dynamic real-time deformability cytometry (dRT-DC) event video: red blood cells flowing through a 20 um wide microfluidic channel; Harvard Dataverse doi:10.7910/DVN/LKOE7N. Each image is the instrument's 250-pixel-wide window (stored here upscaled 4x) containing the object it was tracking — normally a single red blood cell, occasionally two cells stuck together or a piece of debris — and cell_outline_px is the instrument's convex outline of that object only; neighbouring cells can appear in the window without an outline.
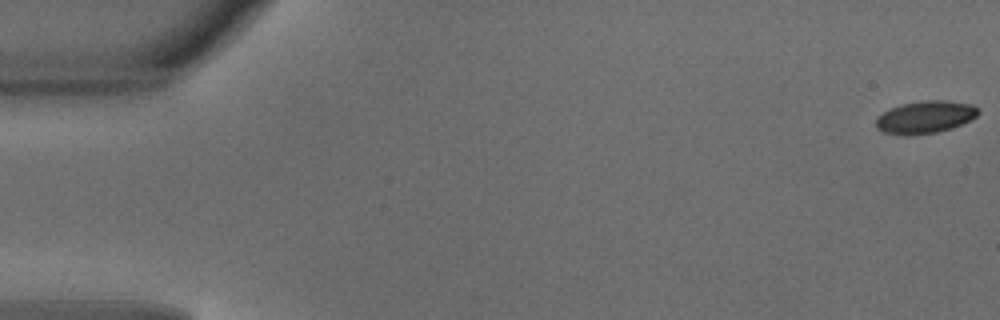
{"species": "common noctule bat (a hibernating species)", "species_latin": "Nyctalus noctula", "temperature_condition": "warm", "stored_images_in_passage": 49, "camera_frame_rate_fps": 3000, "um_per_image_px": 0.085, "animal": {"sex": "male", "body_mass_g": 18.8}, "frame": {"image": 1, "passage_image": 1, "time_ms": 0.0, "image_size_px": [1000, 320], "cell_outline_px": [[980, 112], [972, 120], [952, 128], [936, 132], [908, 136], [884, 132], [876, 128], [876, 116], [900, 104], [924, 100], [944, 100], [972, 104], [980, 108]], "centroid_in_image_um": [78.67, 9.95], "position_along_channel_um": 6.3, "area_um2": 19.54}}
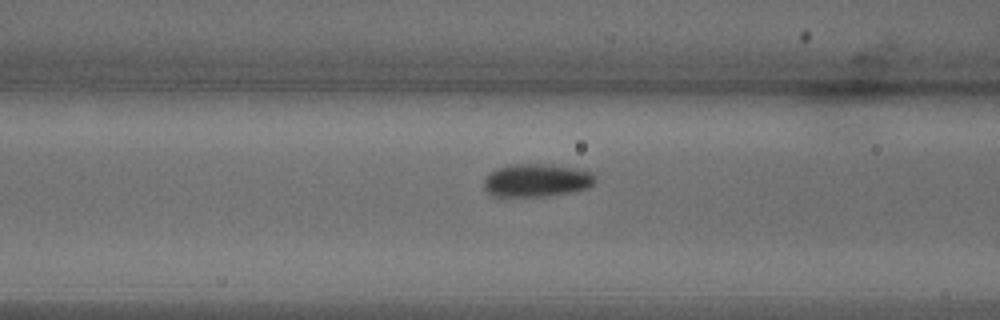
{"frame": {"image": 2, "passage_image": 20, "time_ms": 6.333, "image_size_px": [1000, 320], "cell_outline_px": [[596, 180], [588, 188], [572, 192], [548, 196], [508, 200], [492, 196], [484, 188], [484, 180], [488, 172], [496, 168], [508, 164], [544, 164], [572, 168], [592, 172], [596, 176]], "centroid_in_image_um": [45.52, 15.38], "position_along_channel_um": 121.1, "area_um2": 22.31}}
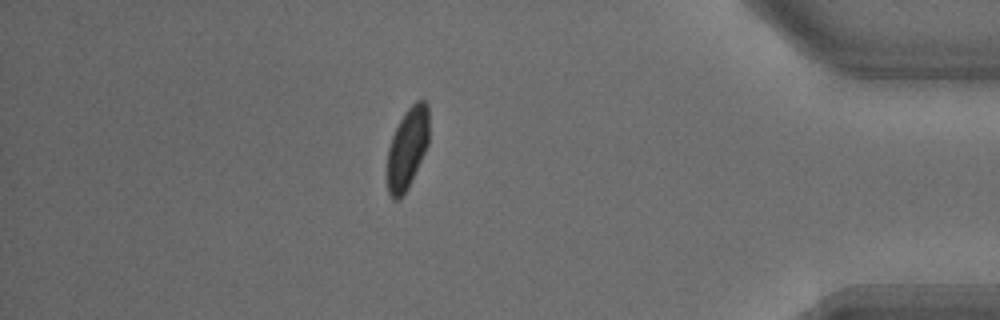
{"frame": {"image": 3, "passage_image": 43, "time_ms": 14.0, "image_size_px": [1000, 320], "cell_outline_px": [[428, 144], [412, 180], [408, 188], [396, 200], [392, 200], [388, 192], [384, 168], [388, 148], [392, 136], [404, 112], [416, 100], [424, 100], [428, 104]], "centroid_in_image_um": [34.58, 12.63], "position_along_channel_um": 400.6, "area_um2": 20.17}, "authors_computed_cell_mechanics": {"area_um2": 20.4612, "velocity_mm_per_s": 4.1492, "shape_relaxation_time_tau1_ms": 2.0706, "shape_relaxation_time_tau2_ms": null, "deformation_change_tau1": 0.1111, "deformation_change_tau2": null}}